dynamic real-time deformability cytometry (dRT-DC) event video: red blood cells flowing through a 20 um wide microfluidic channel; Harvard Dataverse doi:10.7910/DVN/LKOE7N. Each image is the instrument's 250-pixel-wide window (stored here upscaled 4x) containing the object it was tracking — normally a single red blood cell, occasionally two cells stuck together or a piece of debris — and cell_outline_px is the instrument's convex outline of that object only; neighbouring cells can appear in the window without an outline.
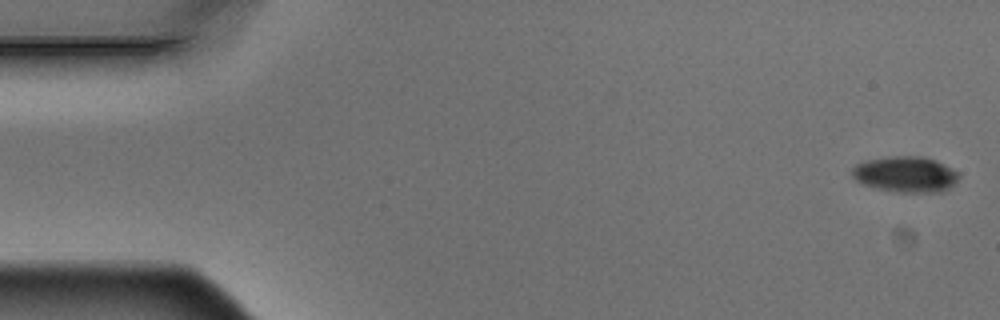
{"species": "Egyptian fruit bat (a non-hibernating species)", "species_latin": "Rousettus aegyptiacus", "temperature_condition": "warm", "stored_images_in_passage": 5, "camera_frame_rate_fps": 3000, "um_per_image_px": 0.085, "animal": {"sex": "male"}, "frame": {"image": 1, "passage_image": 1, "time_ms": 0.0, "image_size_px": [1000, 320], "cell_outline_px": [[960, 176], [956, 184], [944, 192], [896, 192], [876, 188], [860, 184], [852, 176], [852, 168], [856, 164], [868, 160], [892, 156], [924, 156], [936, 160], [960, 172]], "centroid_in_image_um": [77.02, 14.82], "position_along_channel_um": 8.0, "area_um2": 22.66}}
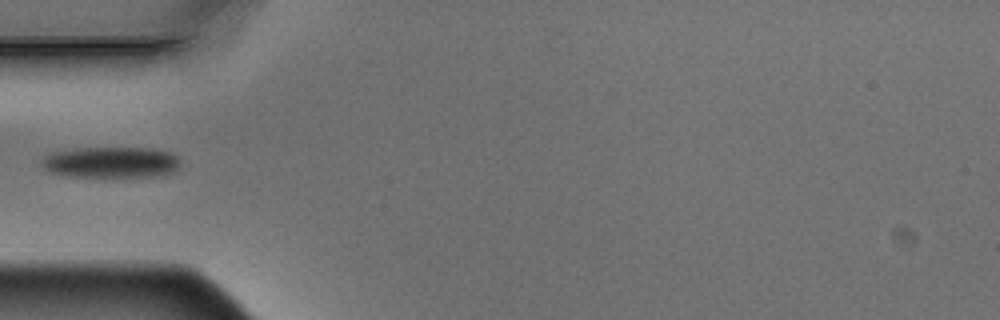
{"frame": {"image": 2, "passage_image": 5, "time_ms": 1.333, "image_size_px": [1000, 320], "cell_outline_px": [[180, 164], [176, 172], [160, 176], [112, 180], [64, 176], [48, 172], [40, 164], [40, 160], [44, 156], [52, 152], [76, 148], [152, 148], [172, 152], [180, 160]], "centroid_in_image_um": [9.44, 13.86], "position_along_channel_um": 75.6, "area_um2": 26.82}}